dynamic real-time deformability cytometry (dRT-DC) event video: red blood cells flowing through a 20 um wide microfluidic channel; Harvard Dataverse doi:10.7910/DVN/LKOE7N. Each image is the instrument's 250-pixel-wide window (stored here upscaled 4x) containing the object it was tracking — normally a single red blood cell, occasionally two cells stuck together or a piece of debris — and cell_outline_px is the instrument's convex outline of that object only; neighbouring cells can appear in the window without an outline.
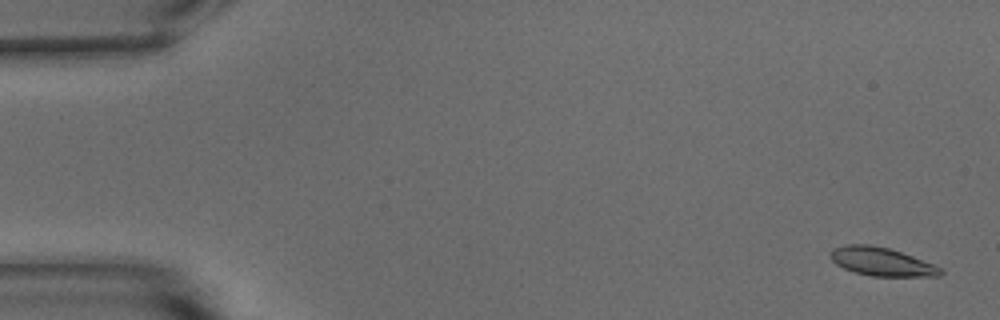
{"species": "common noctule bat (a hibernating species)", "species_latin": "Nyctalus noctula", "temperature_condition": "warm", "stored_images_in_passage": 34, "camera_frame_rate_fps": 3000, "um_per_image_px": 0.085, "animal": {"sex": "male", "body_mass_g": 15.6}, "frame": {"image": 1, "passage_image": 2, "time_ms": 0.333, "image_size_px": [1000, 320], "cell_outline_px": [[944, 272], [940, 276], [872, 276], [856, 272], [844, 268], [836, 264], [828, 256], [828, 252], [832, 248], [844, 244], [872, 244], [888, 248], [912, 256], [932, 264], [940, 268]], "centroid_in_image_um": [74.86, 22.22], "position_along_channel_um": 10.1, "area_um2": 18.21}}
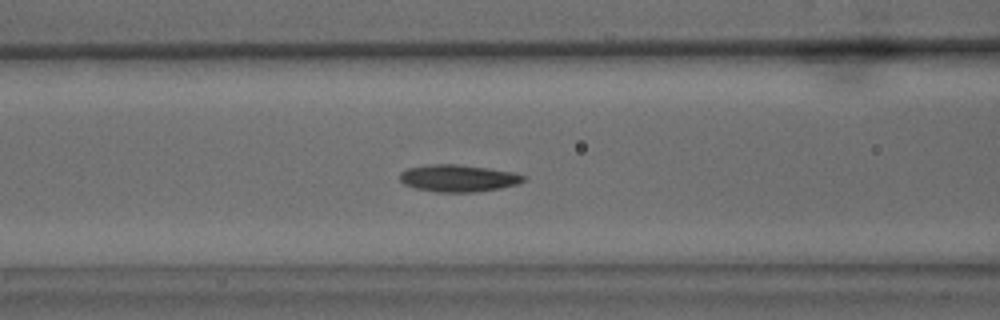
{"frame": {"image": 2, "passage_image": 22, "time_ms": 7.0, "image_size_px": [1000, 320], "cell_outline_px": [[524, 180], [516, 184], [500, 188], [476, 192], [436, 192], [416, 188], [404, 184], [400, 180], [400, 172], [408, 168], [428, 164], [456, 164], [488, 168], [512, 172], [524, 176]], "centroid_in_image_um": [38.9, 15.14], "position_along_channel_um": 127.7, "area_um2": 19.36}}
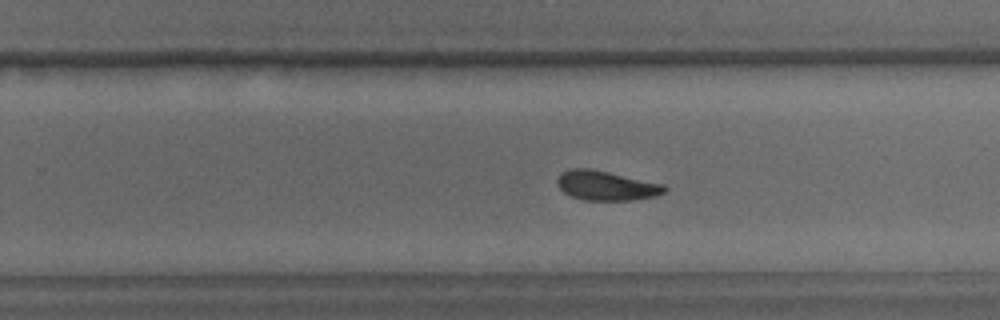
{"frame": {"image": 3, "passage_image": 34, "time_ms": 11.0, "image_size_px": [1000, 320], "cell_outline_px": [[668, 188], [664, 192], [656, 196], [632, 200], [584, 200], [572, 196], [564, 192], [556, 184], [556, 180], [568, 168], [592, 168], [664, 184]], "centroid_in_image_um": [51.54, 15.77], "position_along_channel_um": 278.3, "area_um2": 18.5}}